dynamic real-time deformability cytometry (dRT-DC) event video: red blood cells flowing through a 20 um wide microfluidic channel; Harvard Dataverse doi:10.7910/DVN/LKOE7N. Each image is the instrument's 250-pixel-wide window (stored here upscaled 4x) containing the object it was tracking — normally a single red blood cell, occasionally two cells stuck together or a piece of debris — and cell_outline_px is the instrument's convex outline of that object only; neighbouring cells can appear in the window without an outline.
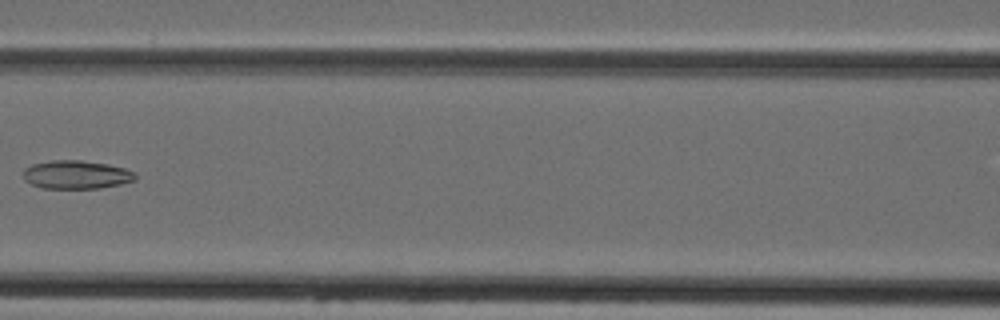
{"species": "Egyptian fruit bat (a non-hibernating species)", "species_latin": "Rousettus aegyptiacus", "temperature_condition": "cold", "stored_images_in_passage": 7, "camera_frame_rate_fps": 3000, "um_per_image_px": 0.085, "animal": {"sex": "female"}, "frame": {"image": 1, "passage_image": 6, "time_ms": 6.0, "image_size_px": [1000, 320], "cell_outline_px": [[136, 180], [120, 184], [100, 188], [40, 188], [24, 180], [24, 168], [32, 164], [52, 160], [80, 160], [108, 164], [124, 168], [136, 172]], "centroid_in_image_um": [6.49, 14.84], "position_along_channel_um": 160.1, "area_um2": 18.61}}
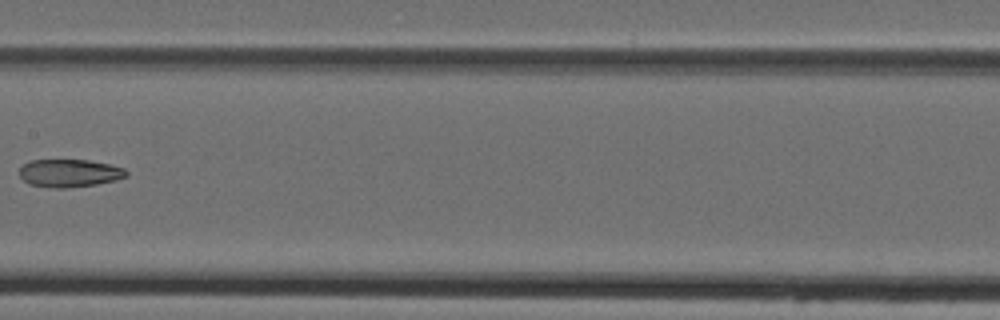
{"frame": {"image": 2, "passage_image": 7, "time_ms": 7.0, "image_size_px": [1000, 320], "cell_outline_px": [[128, 176], [116, 180], [96, 184], [64, 188], [52, 188], [28, 184], [20, 176], [20, 168], [24, 164], [32, 160], [88, 160], [108, 164], [124, 168], [128, 172]], "centroid_in_image_um": [5.91, 14.72], "position_along_channel_um": 201.5, "area_um2": 17.28}}